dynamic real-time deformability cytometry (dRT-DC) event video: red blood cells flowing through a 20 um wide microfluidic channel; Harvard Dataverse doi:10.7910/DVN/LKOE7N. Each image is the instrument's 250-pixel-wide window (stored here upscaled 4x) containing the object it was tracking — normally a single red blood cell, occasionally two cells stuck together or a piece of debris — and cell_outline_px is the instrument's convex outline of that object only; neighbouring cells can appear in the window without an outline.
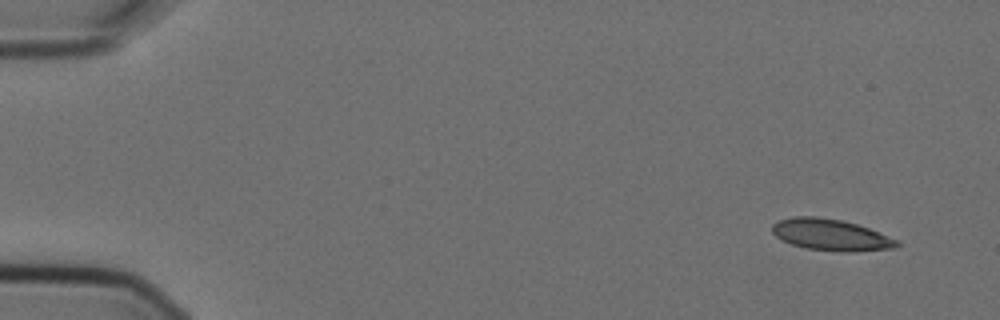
{"species": "Egyptian fruit bat (a non-hibernating species)", "species_latin": "Rousettus aegyptiacus", "temperature_condition": "cold", "stored_images_in_passage": 9, "camera_frame_rate_fps": 3000, "um_per_image_px": 0.085, "animal": {"sex": "female"}, "frame": {"image": 1, "passage_image": 1, "time_ms": 0.0, "image_size_px": [1000, 320], "cell_outline_px": [[900, 244], [896, 248], [852, 252], [840, 252], [808, 248], [792, 244], [776, 236], [772, 232], [772, 224], [780, 220], [792, 216], [816, 216], [840, 220], [856, 224], [868, 228], [900, 240]], "centroid_in_image_um": [70.66, 19.96], "position_along_channel_um": 14.3, "area_um2": 22.83}}
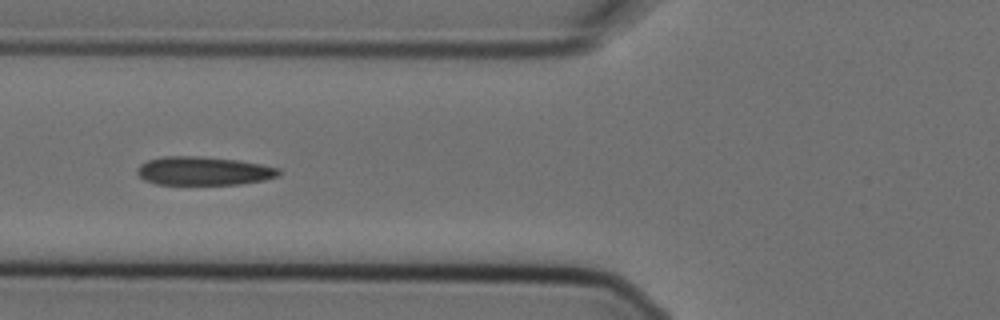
{"frame": {"image": 2, "passage_image": 5, "time_ms": 1.333, "image_size_px": [1000, 320], "cell_outline_px": [[280, 176], [264, 180], [240, 184], [156, 184], [144, 180], [136, 172], [136, 168], [140, 164], [148, 160], [164, 156], [200, 156], [236, 160], [260, 164], [280, 168]], "centroid_in_image_um": [17.3, 14.53], "position_along_channel_um": 108.5, "area_um2": 23.58}}
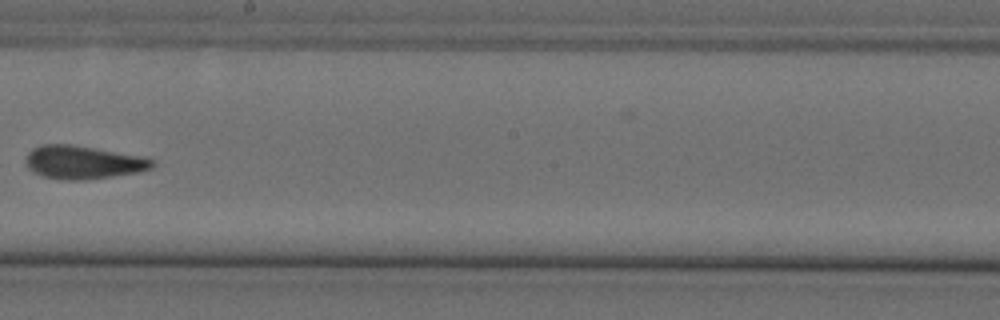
{"frame": {"image": 3, "passage_image": 8, "time_ms": 2.333, "image_size_px": [1000, 320], "cell_outline_px": [[156, 164], [152, 168], [140, 172], [84, 180], [64, 180], [40, 176], [32, 172], [24, 164], [24, 160], [28, 152], [32, 148], [40, 144], [72, 144], [148, 156], [156, 160]], "centroid_in_image_um": [7.09, 13.78], "position_along_channel_um": 241.1, "area_um2": 25.32}}